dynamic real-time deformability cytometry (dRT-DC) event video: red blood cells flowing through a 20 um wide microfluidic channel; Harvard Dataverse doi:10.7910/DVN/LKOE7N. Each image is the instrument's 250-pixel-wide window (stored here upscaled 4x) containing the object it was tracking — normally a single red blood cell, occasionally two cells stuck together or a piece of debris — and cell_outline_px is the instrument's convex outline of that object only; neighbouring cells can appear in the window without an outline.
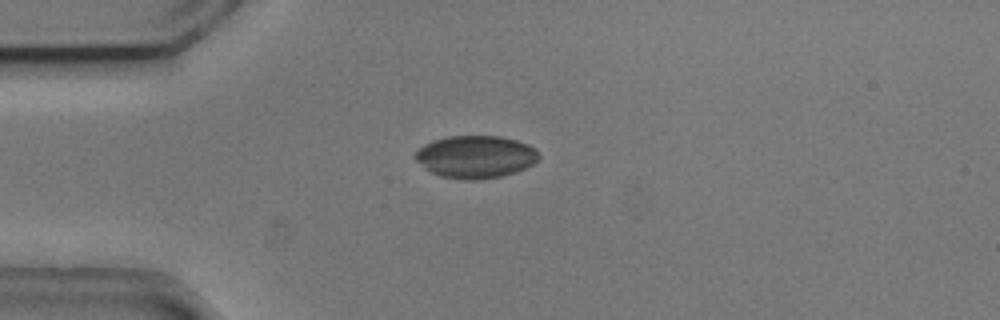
{"species": "common noctule bat (a hibernating species)", "species_latin": "Nyctalus noctula", "temperature_condition": "cold", "stored_images_in_passage": 1, "camera_frame_rate_fps": 3000, "um_per_image_px": 0.085, "animal": {"sex": "male", "body_mass_g": 20.5, "forearm_length_mm": 52.5}, "frame": {"image": 1, "passage_image": 1, "time_ms": 0.0, "image_size_px": [1000, 320], "cell_outline_px": [[540, 156], [532, 164], [516, 172], [500, 176], [476, 180], [464, 180], [440, 176], [432, 172], [416, 160], [412, 156], [424, 144], [432, 140], [448, 136], [500, 136], [516, 140], [528, 144], [536, 148]], "centroid_in_image_um": [40.42, 13.32], "position_along_channel_um": 44.6, "area_um2": 30.58}}